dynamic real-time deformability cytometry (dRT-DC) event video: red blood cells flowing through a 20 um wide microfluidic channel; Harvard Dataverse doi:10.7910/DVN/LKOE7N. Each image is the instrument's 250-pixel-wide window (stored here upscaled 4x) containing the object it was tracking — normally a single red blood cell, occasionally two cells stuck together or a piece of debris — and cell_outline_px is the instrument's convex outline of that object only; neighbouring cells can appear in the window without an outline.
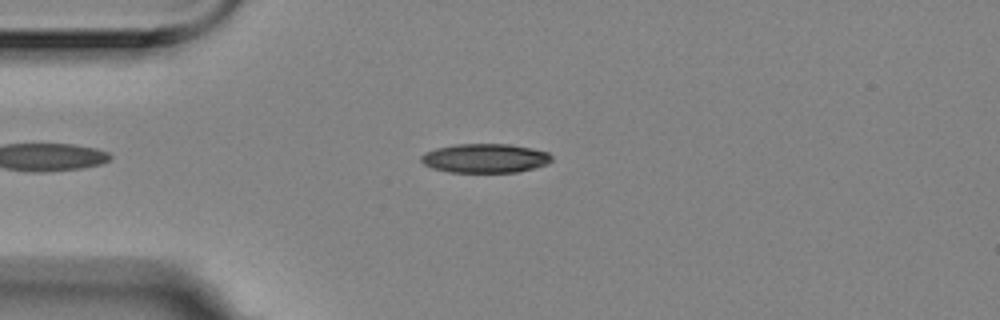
{"species": "Egyptian fruit bat (a non-hibernating species)", "species_latin": "Rousettus aegyptiacus", "temperature_condition": "room temperature", "stored_images_in_passage": 46, "camera_frame_rate_fps": 3000, "um_per_image_px": 0.085, "animal": {"sex": "female"}, "frame": {"image": 1, "passage_image": 11, "time_ms": 3.333, "image_size_px": [1000, 320], "cell_outline_px": [[552, 160], [548, 164], [536, 168], [516, 172], [448, 172], [432, 168], [424, 164], [420, 160], [420, 156], [424, 152], [436, 148], [456, 144], [508, 144], [532, 148], [548, 152], [552, 156]], "centroid_in_image_um": [41.23, 13.45], "position_along_channel_um": 43.8, "area_um2": 22.31}}
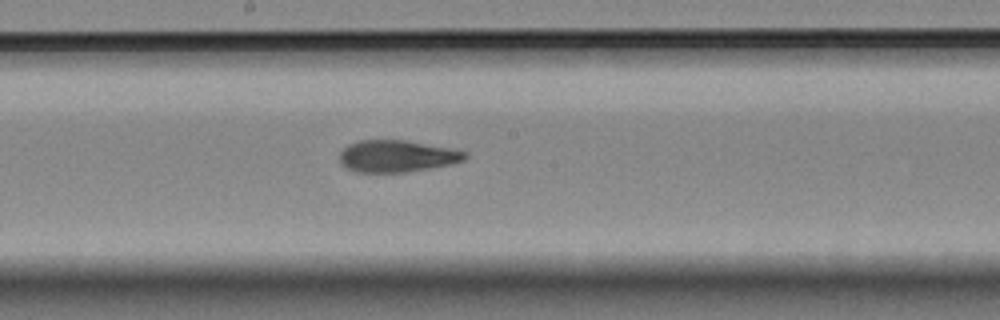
{"frame": {"image": 2, "passage_image": 27, "time_ms": 8.667, "image_size_px": [1000, 320], "cell_outline_px": [[468, 156], [464, 160], [452, 164], [404, 172], [356, 172], [340, 164], [340, 152], [348, 144], [356, 140], [408, 140], [452, 148], [468, 152]], "centroid_in_image_um": [33.75, 13.26], "position_along_channel_um": 214.5, "area_um2": 23.47}}
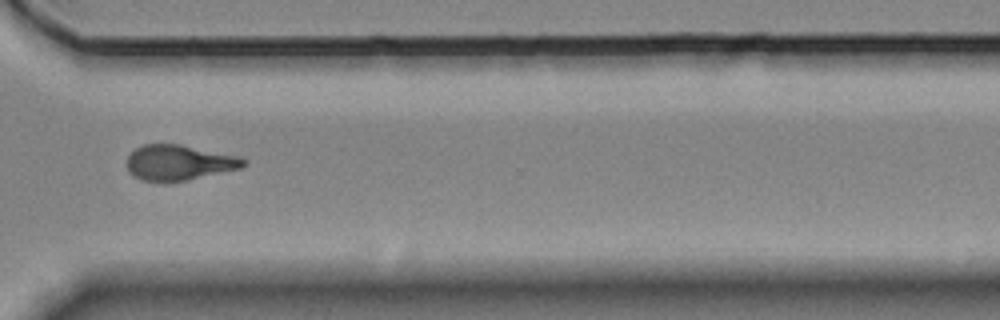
{"frame": {"image": 3, "passage_image": 39, "time_ms": 12.667, "image_size_px": [1000, 320], "cell_outline_px": [[248, 160], [240, 168], [188, 180], [164, 184], [144, 180], [132, 176], [128, 172], [128, 156], [136, 148], [144, 144], [180, 144], [240, 156]], "centroid_in_image_um": [15.2, 13.84], "position_along_channel_um": 355.4, "area_um2": 24.33}, "authors_computed_cell_mechanics": {"area_um2": 23.5246, "velocity_mm_per_s": 3.5256, "shape_relaxation_time_tau1_ms": 5.238, "shape_relaxation_time_tau2_ms": 3.5067, "deformation_change_tau1": 0.213, "deformation_change_tau2": 0.1264}}